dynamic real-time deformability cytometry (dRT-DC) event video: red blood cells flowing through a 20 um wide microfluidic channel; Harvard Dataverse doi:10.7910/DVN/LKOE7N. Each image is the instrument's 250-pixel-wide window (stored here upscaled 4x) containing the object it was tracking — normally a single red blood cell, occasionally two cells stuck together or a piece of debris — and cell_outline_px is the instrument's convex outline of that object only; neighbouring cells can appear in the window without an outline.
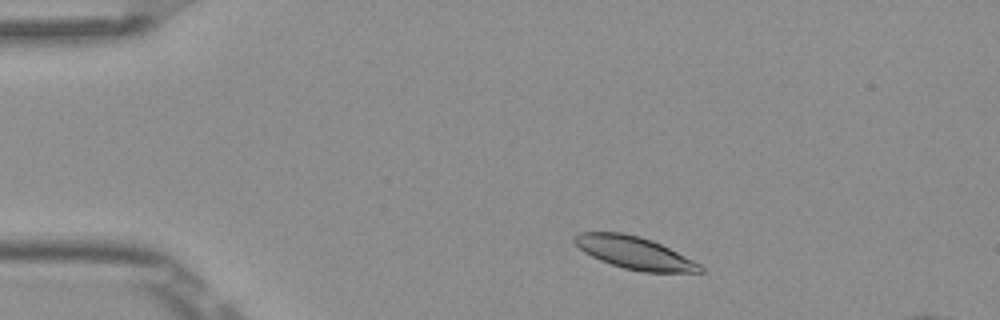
{"species": "Egyptian fruit bat (a non-hibernating species)", "species_latin": "Rousettus aegyptiacus", "temperature_condition": "room temperature", "stored_images_in_passage": 6, "camera_frame_rate_fps": 3000, "um_per_image_px": 0.085, "frame": {"image": 1, "passage_image": 2, "time_ms": 0.333, "image_size_px": [1000, 320], "cell_outline_px": [[704, 272], [644, 272], [624, 268], [600, 260], [584, 252], [572, 240], [572, 236], [580, 232], [620, 232], [640, 236], [652, 240], [700, 264], [704, 268]], "centroid_in_image_um": [53.9, 21.48], "position_along_channel_um": 31.1, "area_um2": 23.52}}
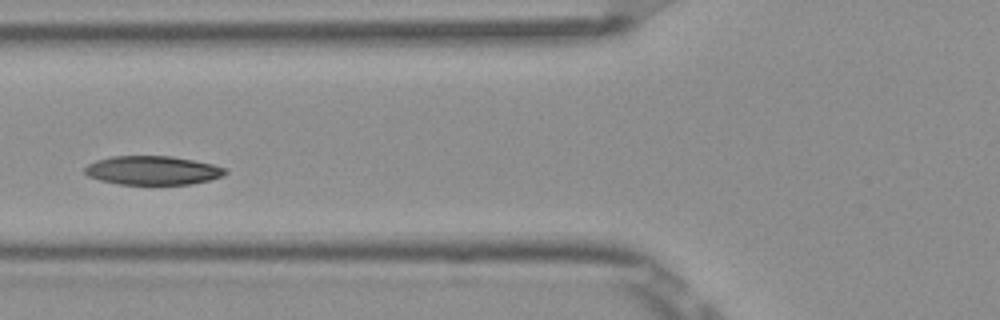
{"frame": {"image": 2, "passage_image": 5, "time_ms": 1.333, "image_size_px": [1000, 320], "cell_outline_px": [[228, 172], [224, 176], [192, 184], [116, 184], [100, 180], [88, 176], [84, 172], [84, 168], [88, 164], [96, 160], [112, 156], [172, 156], [212, 164], [228, 168]], "centroid_in_image_um": [12.98, 14.48], "position_along_channel_um": 112.8, "area_um2": 23.7}}
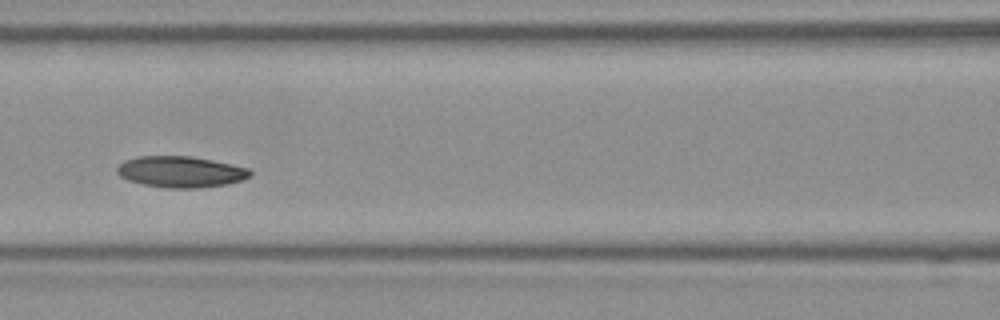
{"frame": {"image": 3, "passage_image": 6, "time_ms": 1.667, "image_size_px": [1000, 320], "cell_outline_px": [[252, 172], [248, 176], [240, 180], [228, 184], [200, 188], [168, 188], [144, 184], [128, 180], [120, 176], [116, 172], [116, 168], [124, 160], [136, 156], [192, 156], [232, 164], [248, 168]], "centroid_in_image_um": [15.33, 14.6], "position_along_channel_um": 151.3, "area_um2": 24.16}}